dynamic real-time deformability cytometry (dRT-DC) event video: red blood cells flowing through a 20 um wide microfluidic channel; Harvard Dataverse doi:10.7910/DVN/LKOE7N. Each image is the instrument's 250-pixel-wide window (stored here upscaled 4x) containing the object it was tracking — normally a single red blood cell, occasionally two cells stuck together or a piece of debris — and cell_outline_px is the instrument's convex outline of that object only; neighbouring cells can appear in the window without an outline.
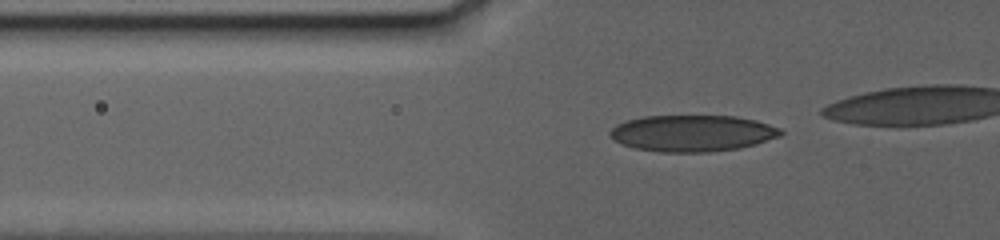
{"species": "human", "species_latin": "Homo sapiens", "temperature_condition": "warm", "stored_images_in_passage": 16, "segment_of_instrument_passage": [1, 2], "camera_frame_rate_fps": 3000, "um_per_image_px": 0.085, "donor": {"sex": "female"}, "frame": {"image": 1, "passage_image": 4, "time_ms": 1.333, "image_size_px": [1000, 240], "cell_outline_px": [[784, 132], [780, 136], [756, 144], [740, 148], [708, 152], [660, 152], [636, 148], [624, 144], [616, 140], [608, 132], [616, 124], [628, 120], [644, 116], [736, 116], [756, 120], [780, 128]], "centroid_in_image_um": [58.89, 11.32], "position_along_channel_um": 66.9, "area_um2": 36.13}}
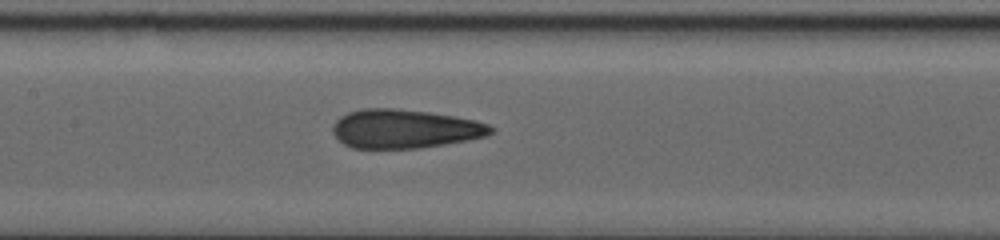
{"frame": {"image": 2, "passage_image": 13, "time_ms": 5.333, "image_size_px": [1000, 240], "cell_outline_px": [[496, 132], [488, 136], [468, 140], [420, 148], [352, 148], [344, 144], [332, 132], [332, 124], [340, 116], [348, 112], [360, 108], [396, 108], [428, 112], [456, 116], [476, 120], [488, 124], [496, 128]], "centroid_in_image_um": [34.43, 10.94], "position_along_channel_um": 173.0, "area_um2": 36.18}}
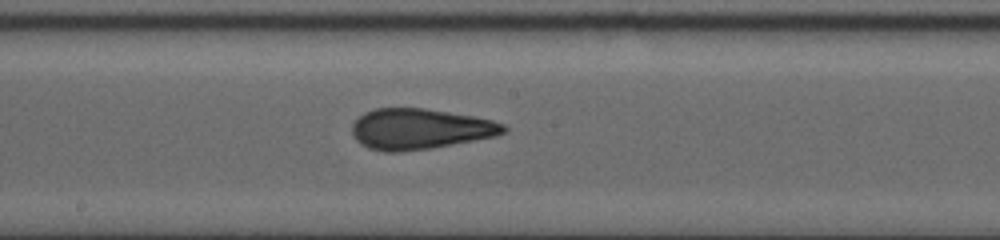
{"frame": {"image": 3, "passage_image": 15, "time_ms": 6.667, "image_size_px": [1000, 240], "cell_outline_px": [[508, 128], [504, 132], [496, 136], [428, 148], [400, 152], [384, 152], [368, 148], [360, 144], [352, 136], [352, 124], [364, 112], [376, 108], [424, 108], [472, 116], [492, 120], [504, 124]], "centroid_in_image_um": [35.65, 10.96], "position_along_channel_um": 212.6, "area_um2": 35.72}}